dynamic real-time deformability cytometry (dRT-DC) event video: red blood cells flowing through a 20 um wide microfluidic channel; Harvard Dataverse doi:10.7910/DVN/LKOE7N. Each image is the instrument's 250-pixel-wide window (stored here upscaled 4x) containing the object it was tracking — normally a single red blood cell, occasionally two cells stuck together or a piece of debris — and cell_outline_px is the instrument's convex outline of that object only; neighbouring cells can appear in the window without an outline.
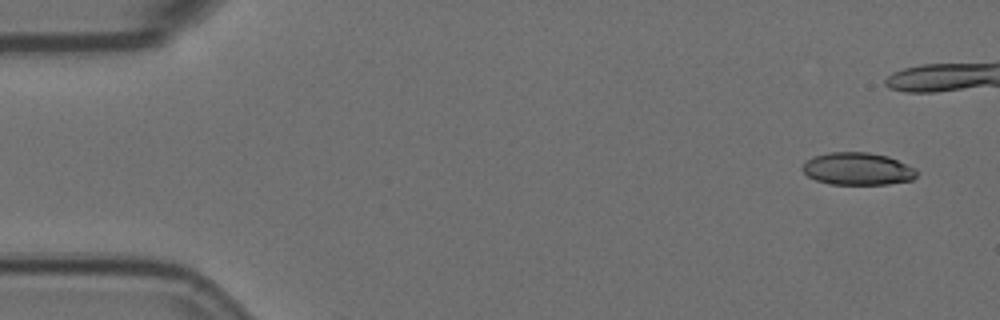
{"species": "Egyptian fruit bat (a non-hibernating species)", "species_latin": "Rousettus aegyptiacus", "temperature_condition": "room temperature", "stored_images_in_passage": 7, "camera_frame_rate_fps": 3000, "um_per_image_px": 0.085, "animal": {"sex": "female"}, "frame": {"image": 1, "passage_image": 1, "time_ms": 0.0, "image_size_px": [1000, 320], "cell_outline_px": [[916, 176], [912, 180], [888, 184], [832, 184], [816, 180], [808, 176], [800, 168], [812, 156], [828, 152], [868, 152], [888, 156], [916, 168]], "centroid_in_image_um": [72.89, 14.34], "position_along_channel_um": 12.1, "area_um2": 21.62}}